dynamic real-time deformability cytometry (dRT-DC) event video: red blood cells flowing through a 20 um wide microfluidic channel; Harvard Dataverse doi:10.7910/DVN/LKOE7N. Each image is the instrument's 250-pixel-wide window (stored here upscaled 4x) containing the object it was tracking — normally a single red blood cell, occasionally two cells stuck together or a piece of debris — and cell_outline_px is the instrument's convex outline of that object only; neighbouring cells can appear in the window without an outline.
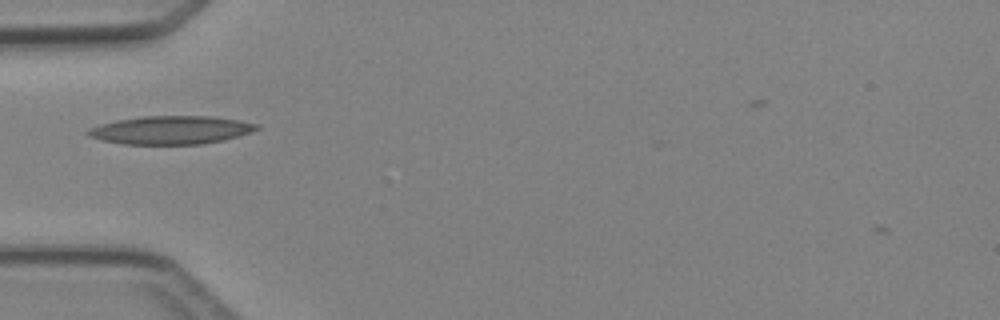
{"species": "Egyptian fruit bat (a non-hibernating species)", "species_latin": "Rousettus aegyptiacus", "temperature_condition": "cold", "stored_images_in_passage": 2, "camera_frame_rate_fps": 3000, "um_per_image_px": 0.085, "animal": {"sex": "female"}, "frame": {"image": 1, "passage_image": 1, "time_ms": 0.0, "image_size_px": [1000, 320], "cell_outline_px": [[260, 128], [240, 136], [224, 140], [204, 144], [124, 144], [100, 140], [88, 136], [84, 132], [88, 128], [100, 124], [116, 120], [144, 116], [212, 116], [240, 120], [260, 124]], "centroid_in_image_um": [14.53, 11.05], "position_along_channel_um": 70.5, "area_um2": 28.09}}
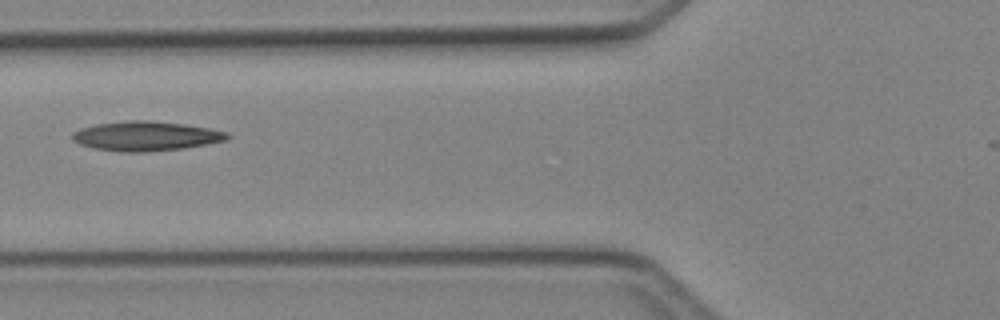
{"frame": {"image": 2, "passage_image": 2, "time_ms": 1.0, "image_size_px": [1000, 320], "cell_outline_px": [[232, 136], [224, 140], [184, 148], [144, 152], [124, 152], [96, 148], [80, 144], [72, 140], [72, 132], [80, 128], [96, 124], [128, 120], [148, 120], [184, 124], [208, 128], [228, 132]], "centroid_in_image_um": [12.38, 11.56], "position_along_channel_um": 113.4, "area_um2": 26.47}}